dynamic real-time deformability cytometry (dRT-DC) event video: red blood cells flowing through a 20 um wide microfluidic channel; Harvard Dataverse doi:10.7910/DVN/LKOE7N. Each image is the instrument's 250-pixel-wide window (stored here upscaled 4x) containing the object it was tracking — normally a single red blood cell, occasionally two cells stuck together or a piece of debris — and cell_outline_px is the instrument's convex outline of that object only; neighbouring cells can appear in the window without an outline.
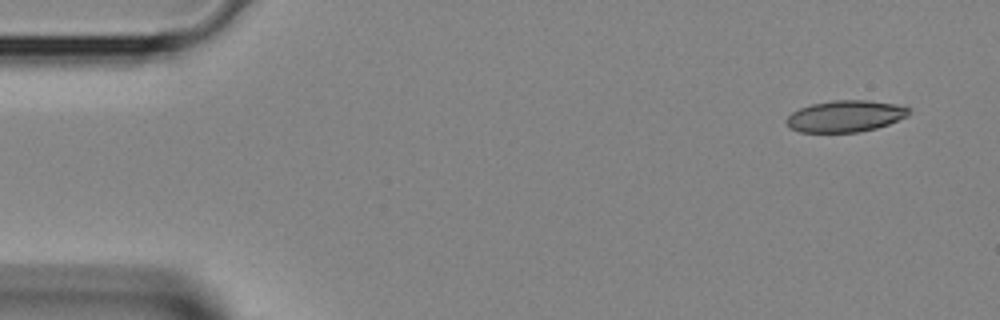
{"species": "Egyptian fruit bat (a non-hibernating species)", "species_latin": "Rousettus aegyptiacus", "temperature_condition": "room temperature", "stored_images_in_passage": 3, "camera_frame_rate_fps": 3000, "um_per_image_px": 0.085, "animal": {"sex": "female"}, "frame": {"image": 1, "passage_image": 1, "time_ms": 0.0, "image_size_px": [1000, 320], "cell_outline_px": [[912, 112], [908, 116], [888, 124], [876, 128], [860, 132], [800, 132], [792, 128], [784, 120], [792, 112], [800, 108], [812, 104], [832, 100], [868, 100], [896, 104], [912, 108]], "centroid_in_image_um": [71.9, 9.87], "position_along_channel_um": 13.1, "area_um2": 22.6}}